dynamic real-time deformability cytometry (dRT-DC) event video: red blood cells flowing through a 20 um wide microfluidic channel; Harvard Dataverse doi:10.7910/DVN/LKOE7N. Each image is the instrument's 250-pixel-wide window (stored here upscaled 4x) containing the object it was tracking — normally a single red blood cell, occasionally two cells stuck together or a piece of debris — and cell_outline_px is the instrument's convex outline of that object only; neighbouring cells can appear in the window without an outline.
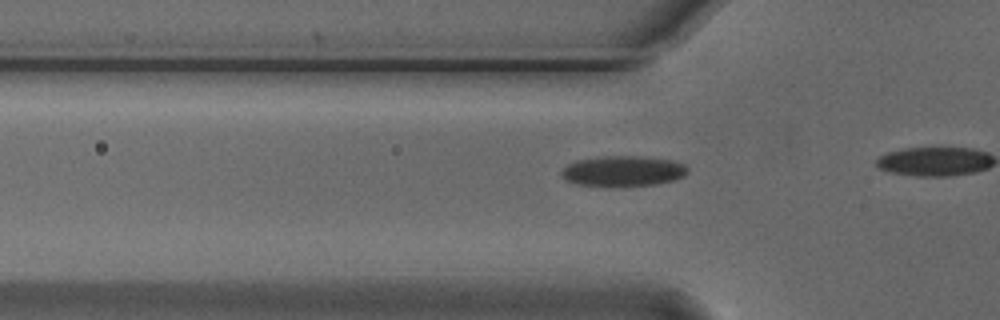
{"species": "Egyptian fruit bat (a non-hibernating species)", "species_latin": "Rousettus aegyptiacus", "temperature_condition": "cold", "stored_images_in_passage": 17, "camera_frame_rate_fps": 3000, "um_per_image_px": 0.085, "animal": {"sex": "male"}, "frame": {"image": 1, "passage_image": 14, "time_ms": 4.333, "image_size_px": [1000, 320], "cell_outline_px": [[688, 172], [684, 176], [676, 180], [656, 184], [624, 188], [612, 188], [572, 184], [564, 180], [560, 176], [560, 172], [568, 164], [576, 160], [600, 156], [636, 156], [672, 160], [684, 164], [688, 168]], "centroid_in_image_um": [52.91, 14.58], "position_along_channel_um": 72.9, "area_um2": 23.35}}